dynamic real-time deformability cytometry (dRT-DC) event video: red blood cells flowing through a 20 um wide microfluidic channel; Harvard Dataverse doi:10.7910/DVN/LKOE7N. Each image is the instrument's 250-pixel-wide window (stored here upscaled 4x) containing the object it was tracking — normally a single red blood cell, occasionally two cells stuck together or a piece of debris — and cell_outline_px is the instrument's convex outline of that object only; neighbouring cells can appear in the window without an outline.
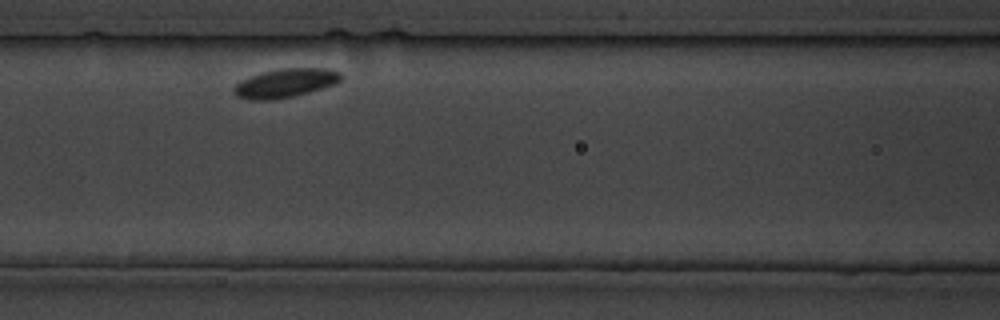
{"species": "common noctule bat (a hibernating species)", "species_latin": "Nyctalus noctula", "temperature_condition": "cold", "stored_images_in_passage": 20, "camera_frame_rate_fps": 3000, "um_per_image_px": 0.085, "animal": {"sex": "male", "body_mass_g": 19.5, "forearm_length_mm": 54.6}, "frame": {"image": 1, "passage_image": 6, "time_ms": 6.0, "image_size_px": [1000, 320], "cell_outline_px": [[344, 80], [336, 84], [308, 92], [292, 96], [272, 100], [248, 100], [236, 96], [232, 92], [232, 88], [240, 80], [264, 72], [280, 68], [328, 68], [340, 72], [344, 76]], "centroid_in_image_um": [24.28, 7.06], "position_along_channel_um": 142.3, "area_um2": 18.21}}
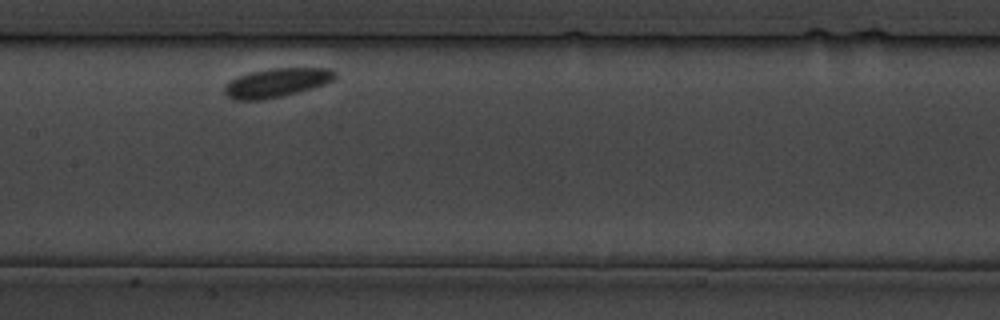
{"frame": {"image": 2, "passage_image": 9, "time_ms": 9.333, "image_size_px": [1000, 320], "cell_outline_px": [[336, 76], [332, 80], [324, 84], [312, 88], [264, 100], [232, 100], [224, 92], [224, 84], [228, 80], [236, 76], [248, 72], [272, 68], [328, 68], [336, 72]], "centroid_in_image_um": [23.44, 7.02], "position_along_channel_um": 184.0, "area_um2": 18.73}}
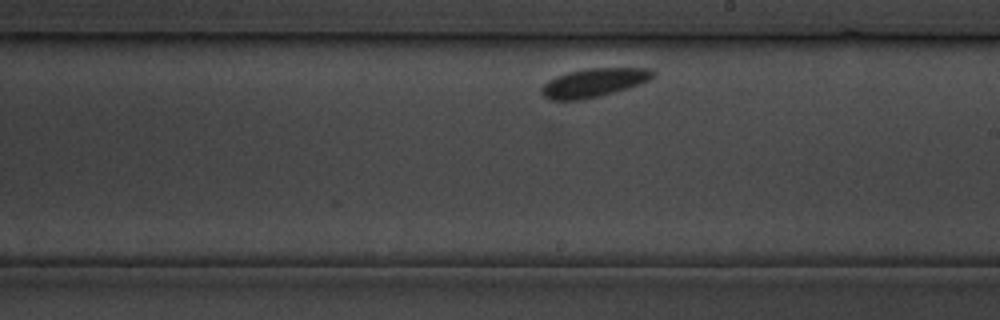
{"frame": {"image": 3, "passage_image": 12, "time_ms": 13.667, "image_size_px": [1000, 320], "cell_outline_px": [[656, 76], [640, 84], [628, 88], [580, 100], [552, 100], [544, 96], [540, 92], [540, 88], [548, 80], [556, 76], [568, 72], [588, 68], [648, 68], [656, 72]], "centroid_in_image_um": [50.47, 7.02], "position_along_channel_um": 238.5, "area_um2": 18.5}}